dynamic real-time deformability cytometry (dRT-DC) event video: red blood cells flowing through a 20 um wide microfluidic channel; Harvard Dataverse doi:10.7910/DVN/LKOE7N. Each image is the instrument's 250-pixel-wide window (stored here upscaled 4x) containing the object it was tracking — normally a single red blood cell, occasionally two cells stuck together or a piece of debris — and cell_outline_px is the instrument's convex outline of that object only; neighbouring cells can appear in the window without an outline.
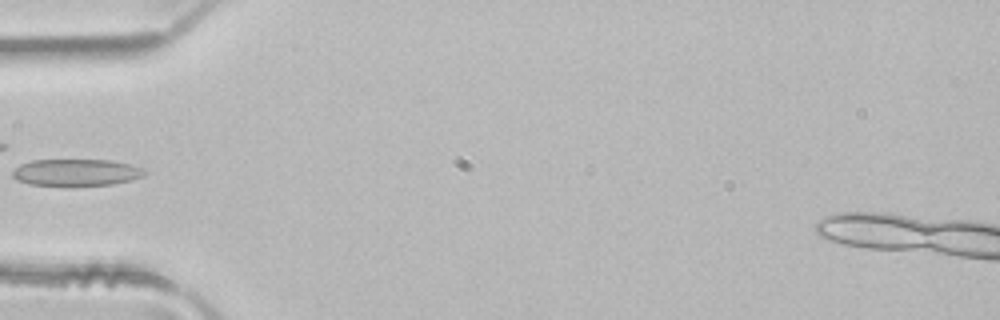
{"species": "common noctule bat (a hibernating species)", "species_latin": "Nyctalus noctula", "temperature_condition": "room temperature", "stored_images_in_passage": 3, "camera_frame_rate_fps": 3000, "um_per_image_px": 0.085, "animal": {"sex": "male", "body_mass_g": 21.5, "forearm_length_mm": 52.0}, "frame": {"image": 1, "passage_image": 3, "time_ms": 0.667, "image_size_px": [1000, 320], "cell_outline_px": [[148, 172], [132, 180], [112, 184], [68, 188], [28, 184], [16, 180], [12, 176], [12, 172], [20, 164], [32, 160], [112, 160], [132, 164], [144, 168]], "centroid_in_image_um": [6.47, 14.69], "position_along_channel_um": 78.5, "area_um2": 21.5}}